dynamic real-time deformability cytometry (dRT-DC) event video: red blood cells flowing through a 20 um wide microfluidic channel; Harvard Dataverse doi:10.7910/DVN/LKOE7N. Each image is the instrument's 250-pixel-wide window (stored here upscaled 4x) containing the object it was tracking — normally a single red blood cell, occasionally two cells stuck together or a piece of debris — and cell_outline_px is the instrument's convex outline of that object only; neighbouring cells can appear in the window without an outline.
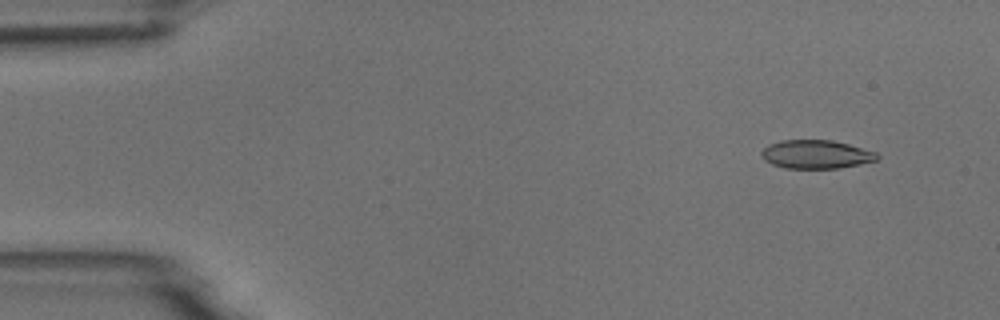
{"species": "common noctule bat (a hibernating species)", "species_latin": "Nyctalus noctula", "temperature_condition": "room temperature", "stored_images_in_passage": 5, "camera_frame_rate_fps": 3000, "um_per_image_px": 0.085, "animal": {"sex": "male", "body_mass_g": 18.8}, "frame": {"image": 1, "passage_image": 2, "time_ms": 1.0, "image_size_px": [1000, 320], "cell_outline_px": [[880, 156], [876, 160], [840, 168], [784, 168], [772, 164], [764, 160], [760, 156], [760, 152], [768, 144], [780, 140], [832, 140], [848, 144], [876, 152]], "centroid_in_image_um": [69.32, 13.11], "position_along_channel_um": 15.7, "area_um2": 19.25}}